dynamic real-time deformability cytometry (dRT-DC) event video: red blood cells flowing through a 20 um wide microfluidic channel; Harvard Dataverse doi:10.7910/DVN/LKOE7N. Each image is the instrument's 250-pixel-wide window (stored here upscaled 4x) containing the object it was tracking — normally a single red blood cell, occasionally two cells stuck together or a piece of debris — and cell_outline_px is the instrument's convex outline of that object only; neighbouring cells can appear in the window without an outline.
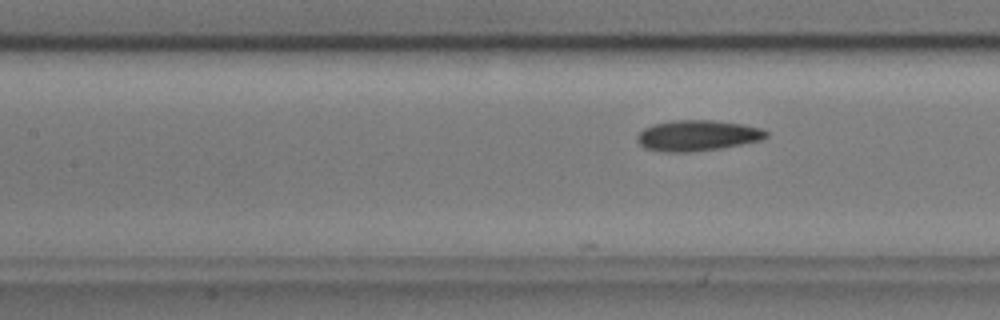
{"species": "common noctule bat (a hibernating species)", "species_latin": "Nyctalus noctula", "temperature_condition": "cold", "stored_images_in_passage": 9, "camera_frame_rate_fps": 3000, "um_per_image_px": 0.085, "animal": {"sex": "male", "body_mass_g": 17.9, "forearm_length_mm": 54.2}, "frame": {"image": 1, "passage_image": 9, "time_ms": 2.667, "image_size_px": [1000, 320], "cell_outline_px": [[768, 136], [760, 140], [720, 148], [692, 152], [660, 152], [644, 148], [636, 140], [636, 136], [644, 128], [652, 124], [676, 120], [712, 120], [740, 124], [760, 128], [768, 132]], "centroid_in_image_um": [59.22, 11.53], "position_along_channel_um": 148.2, "area_um2": 23.06}}